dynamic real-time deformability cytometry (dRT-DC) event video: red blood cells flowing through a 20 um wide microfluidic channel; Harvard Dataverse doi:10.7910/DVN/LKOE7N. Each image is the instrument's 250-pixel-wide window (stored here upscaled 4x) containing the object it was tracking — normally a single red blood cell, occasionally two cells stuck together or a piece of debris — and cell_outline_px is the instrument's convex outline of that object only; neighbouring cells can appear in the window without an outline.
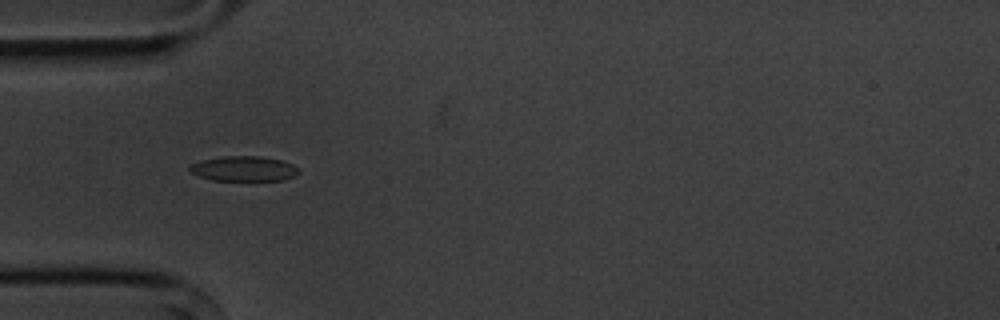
{"species": "common noctule bat (a hibernating species)", "species_latin": "Nyctalus noctula", "temperature_condition": "cold", "stored_images_in_passage": 4, "camera_frame_rate_fps": 3000, "um_per_image_px": 0.085, "animal": {"sex": "male", "body_mass_g": 20.1, "forearm_length_mm": 53.5}, "frame": {"image": 1, "passage_image": 3, "time_ms": 2.667, "image_size_px": [1000, 320], "cell_outline_px": [[300, 172], [284, 180], [212, 180], [196, 176], [188, 172], [188, 168], [192, 164], [200, 160], [224, 156], [260, 156], [284, 160], [292, 164]], "centroid_in_image_um": [20.67, 14.33], "position_along_channel_um": 64.3, "area_um2": 16.01}}
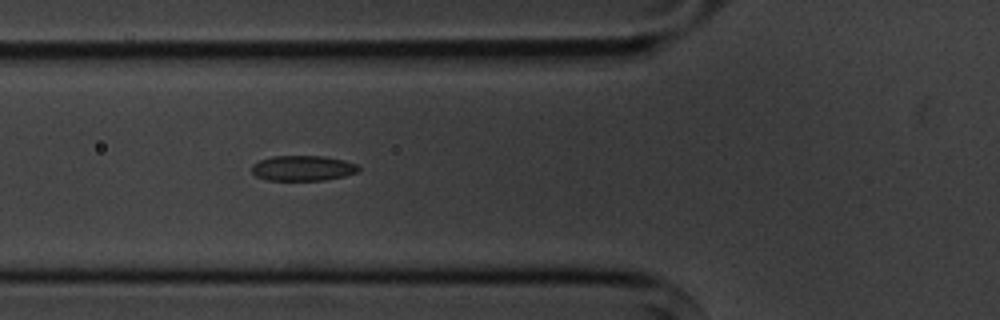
{"frame": {"image": 2, "passage_image": 4, "time_ms": 3.667, "image_size_px": [1000, 320], "cell_outline_px": [[360, 172], [344, 176], [324, 180], [268, 180], [256, 176], [252, 172], [252, 164], [260, 160], [272, 156], [324, 156], [344, 160], [356, 164], [360, 168]], "centroid_in_image_um": [25.76, 14.29], "position_along_channel_um": 100.0, "area_um2": 15.78}}